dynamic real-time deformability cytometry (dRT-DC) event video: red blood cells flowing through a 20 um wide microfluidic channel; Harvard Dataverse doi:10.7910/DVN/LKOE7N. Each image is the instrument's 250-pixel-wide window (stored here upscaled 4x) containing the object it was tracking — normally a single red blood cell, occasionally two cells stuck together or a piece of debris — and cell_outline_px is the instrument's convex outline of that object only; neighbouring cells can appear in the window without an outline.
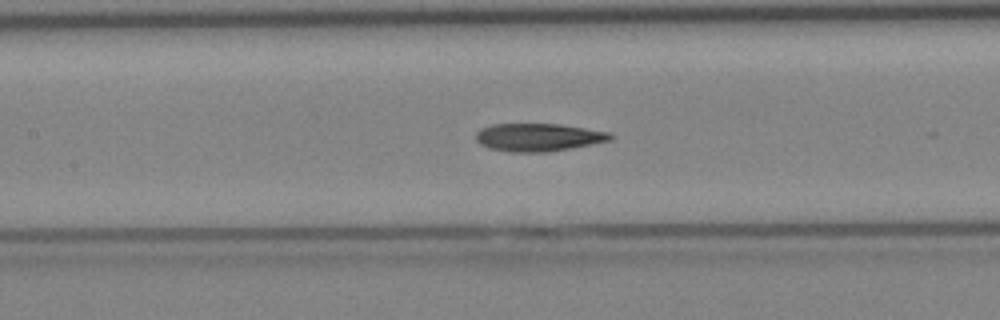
{"species": "Egyptian fruit bat (a non-hibernating species)", "species_latin": "Rousettus aegyptiacus", "temperature_condition": "cold", "stored_images_in_passage": 24, "camera_frame_rate_fps": 3000, "um_per_image_px": 0.085, "animal": {"sex": "female"}, "frame": {"image": 1, "passage_image": 20, "time_ms": 6.333, "image_size_px": [1000, 320], "cell_outline_px": [[612, 140], [568, 148], [544, 152], [512, 152], [488, 148], [480, 144], [476, 140], [476, 132], [480, 128], [492, 124], [560, 124], [608, 132], [612, 136]], "centroid_in_image_um": [45.69, 11.66], "position_along_channel_um": 161.7, "area_um2": 21.62}}